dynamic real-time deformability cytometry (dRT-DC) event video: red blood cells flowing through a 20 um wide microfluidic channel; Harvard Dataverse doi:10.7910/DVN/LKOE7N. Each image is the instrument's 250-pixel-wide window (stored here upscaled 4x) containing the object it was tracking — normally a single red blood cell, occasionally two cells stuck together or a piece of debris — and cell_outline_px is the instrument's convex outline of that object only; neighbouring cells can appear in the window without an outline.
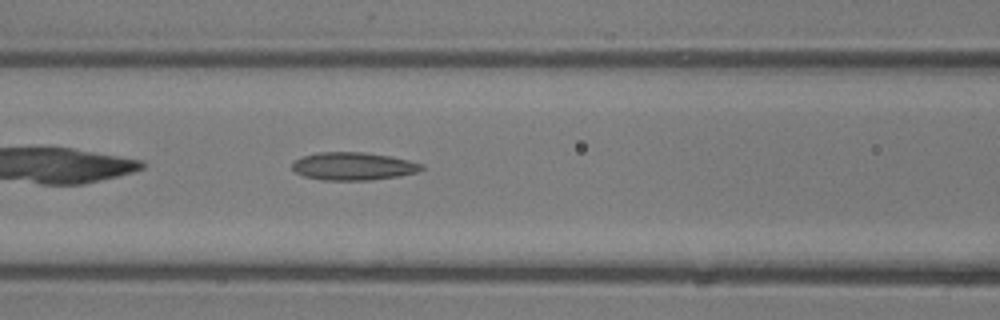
{"species": "common noctule bat (a hibernating species)", "species_latin": "Nyctalus noctula", "temperature_condition": "room temperature", "stored_images_in_passage": 31, "camera_frame_rate_fps": 3000, "um_per_image_px": 0.085, "animal": {"sex": "male", "body_mass_g": 13.3}, "frame": {"image": 1, "passage_image": 6, "time_ms": 1.667, "image_size_px": [1000, 320], "cell_outline_px": [[424, 168], [416, 172], [400, 176], [372, 180], [320, 180], [304, 176], [296, 172], [292, 168], [292, 164], [300, 156], [316, 152], [364, 152], [388, 156], [408, 160], [424, 164]], "centroid_in_image_um": [30.01, 14.13], "position_along_channel_um": 136.6, "area_um2": 21.1}}
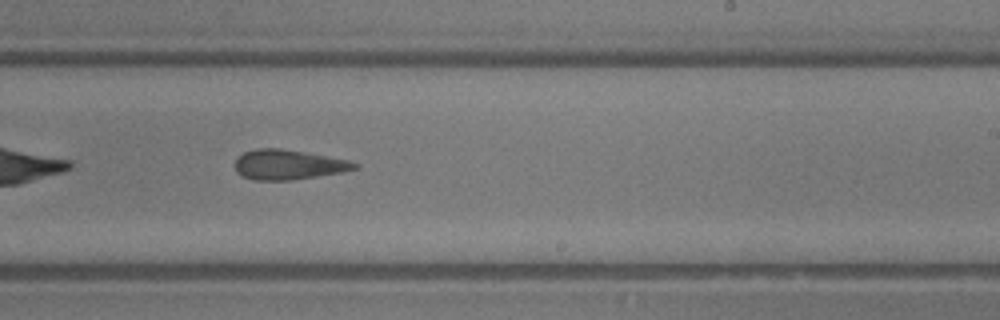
{"frame": {"image": 2, "passage_image": 14, "time_ms": 4.333, "image_size_px": [1000, 320], "cell_outline_px": [[356, 168], [340, 172], [292, 180], [256, 180], [244, 176], [236, 172], [236, 156], [244, 152], [256, 148], [280, 148], [304, 152], [348, 160], [356, 164]], "centroid_in_image_um": [24.43, 13.99], "position_along_channel_um": 264.6, "area_um2": 20.46}}
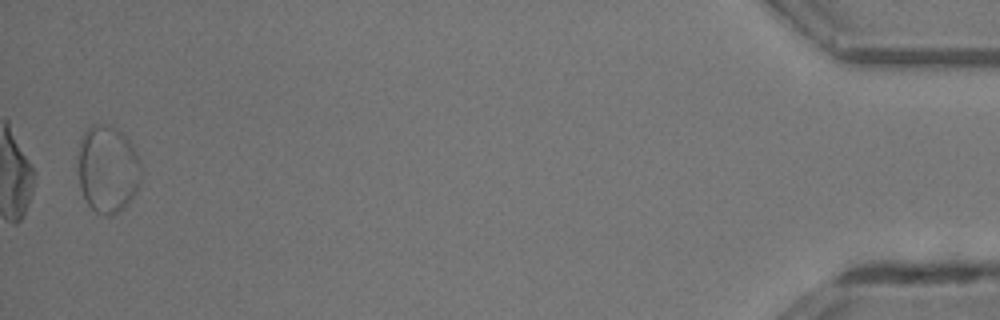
{"frame": {"image": 3, "passage_image": 30, "time_ms": 9.667, "image_size_px": [1000, 320], "cell_outline_px": [[144, 172], [128, 204], [112, 216], [104, 216], [96, 212], [88, 204], [80, 188], [80, 136], [92, 124], [104, 124], [116, 128], [128, 136], [140, 160]], "centroid_in_image_um": [9.19, 14.36], "position_along_channel_um": 426.0, "area_um2": 32.19}, "authors_computed_cell_mechanics": {"area_um2": 21.1548, "velocity_mm_per_s": 4.8124, "shape_relaxation_time_tau1_ms": 6.4936, "shape_relaxation_time_tau2_ms": 3.0687, "deformation_change_tau1": 0.1758, "deformation_change_tau2": 0.1475}}